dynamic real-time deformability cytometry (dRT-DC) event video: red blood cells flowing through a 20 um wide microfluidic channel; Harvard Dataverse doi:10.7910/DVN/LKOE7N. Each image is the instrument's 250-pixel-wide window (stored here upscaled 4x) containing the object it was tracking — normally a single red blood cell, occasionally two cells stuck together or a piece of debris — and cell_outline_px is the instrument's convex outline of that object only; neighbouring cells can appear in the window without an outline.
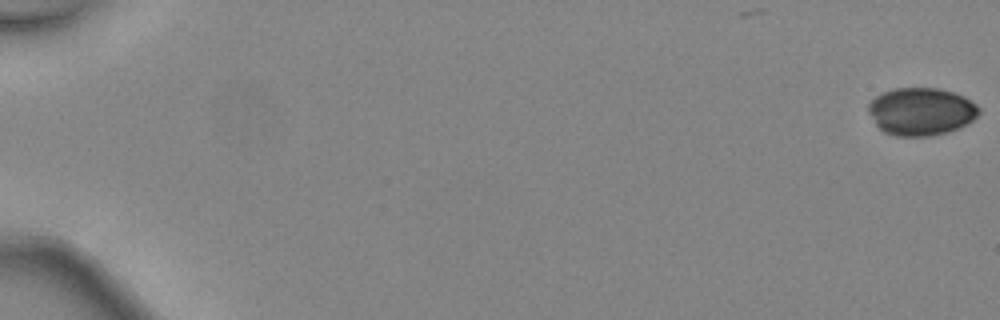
{"species": "common noctule bat (a hibernating species)", "species_latin": "Nyctalus noctula", "temperature_condition": "warm", "stored_images_in_passage": 44, "camera_frame_rate_fps": 3000, "um_per_image_px": 0.085, "animal": {"sex": "female", "body_mass_g": 24.6, "forearm_length_mm": 56.2}, "frame": {"image": 1, "passage_image": 1, "time_ms": 0.0, "image_size_px": [1000, 320], "cell_outline_px": [[980, 112], [972, 120], [948, 132], [928, 136], [896, 136], [884, 132], [876, 124], [868, 112], [868, 104], [876, 96], [884, 92], [896, 88], [936, 88], [952, 92], [964, 96], [976, 104], [980, 108]], "centroid_in_image_um": [78.28, 9.47], "position_along_channel_um": 6.7, "area_um2": 30.46}}
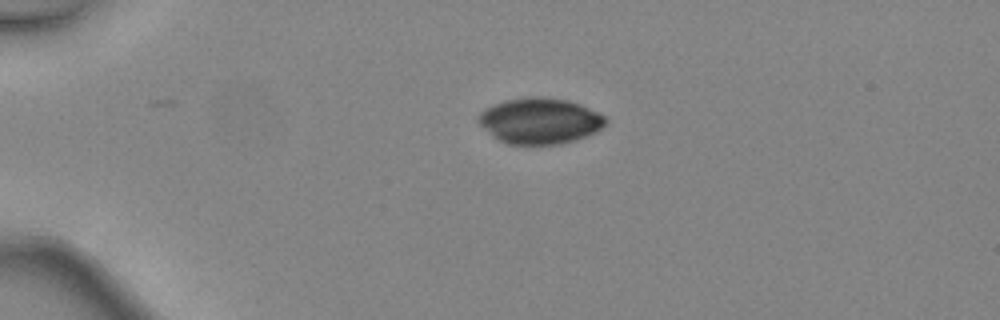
{"frame": {"image": 2, "passage_image": 13, "time_ms": 4.0, "image_size_px": [1000, 320], "cell_outline_px": [[608, 124], [596, 132], [576, 140], [560, 144], [508, 144], [492, 136], [476, 120], [480, 112], [484, 108], [508, 100], [528, 96], [540, 96], [568, 100], [580, 104], [608, 116]], "centroid_in_image_um": [45.94, 10.27], "position_along_channel_um": 39.1, "area_um2": 34.28}}